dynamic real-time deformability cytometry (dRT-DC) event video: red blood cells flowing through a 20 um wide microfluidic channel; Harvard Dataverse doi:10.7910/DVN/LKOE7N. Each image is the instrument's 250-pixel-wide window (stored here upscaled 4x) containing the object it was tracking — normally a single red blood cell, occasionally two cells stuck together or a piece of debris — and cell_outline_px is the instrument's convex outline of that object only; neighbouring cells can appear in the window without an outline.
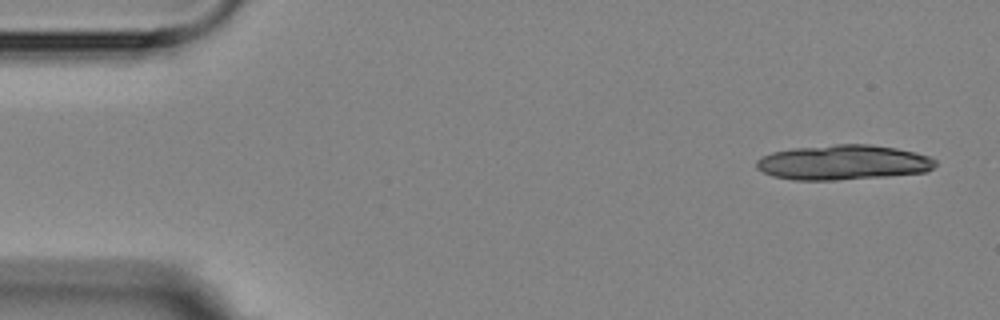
{"species": "Egyptian fruit bat (a non-hibernating species)", "species_latin": "Rousettus aegyptiacus", "temperature_condition": "room temperature", "stored_images_in_passage": 5, "camera_frame_rate_fps": 3000, "um_per_image_px": 0.085, "animal": {"sex": "female"}, "frame": {"image": 1, "passage_image": 1, "time_ms": 0.0, "image_size_px": [1000, 320], "cell_outline_px": [[936, 164], [932, 168], [924, 172], [888, 176], [836, 180], [792, 180], [772, 176], [756, 168], [756, 160], [760, 156], [772, 152], [792, 148], [836, 144], [872, 144], [896, 148], [916, 152], [928, 156], [936, 160]], "centroid_in_image_um": [71.63, 13.8], "position_along_channel_um": 13.4, "area_um2": 36.65}}